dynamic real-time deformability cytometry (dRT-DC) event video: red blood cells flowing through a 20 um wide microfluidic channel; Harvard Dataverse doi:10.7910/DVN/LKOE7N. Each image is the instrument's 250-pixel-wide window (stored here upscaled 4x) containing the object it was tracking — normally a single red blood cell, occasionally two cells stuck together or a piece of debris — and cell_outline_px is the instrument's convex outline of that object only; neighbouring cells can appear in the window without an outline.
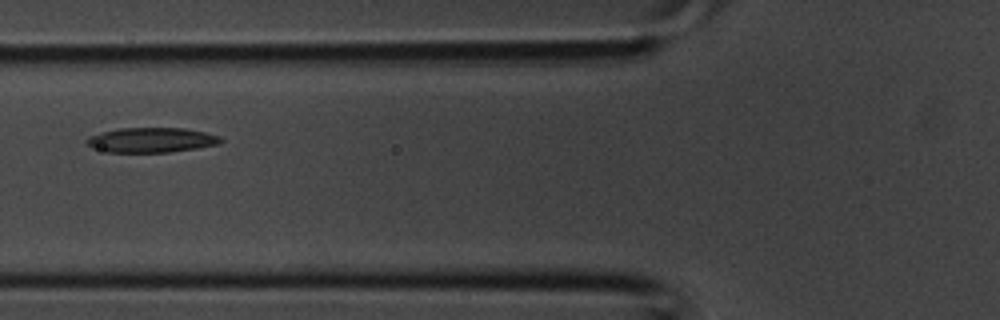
{"species": "common noctule bat (a hibernating species)", "species_latin": "Nyctalus noctula", "temperature_condition": "room temperature", "stored_images_in_passage": 17, "camera_frame_rate_fps": 3000, "um_per_image_px": 0.085, "animal": {"sex": "male", "body_mass_g": 20.1, "forearm_length_mm": 53.5}, "frame": {"image": 1, "passage_image": 3, "time_ms": 0.667, "image_size_px": [1000, 320], "cell_outline_px": [[224, 140], [220, 144], [196, 148], [168, 152], [108, 152], [92, 148], [84, 144], [84, 140], [92, 136], [104, 132], [120, 128], [184, 128], [204, 132], [220, 136]], "centroid_in_image_um": [12.87, 11.91], "position_along_channel_um": 112.9, "area_um2": 19.36}}